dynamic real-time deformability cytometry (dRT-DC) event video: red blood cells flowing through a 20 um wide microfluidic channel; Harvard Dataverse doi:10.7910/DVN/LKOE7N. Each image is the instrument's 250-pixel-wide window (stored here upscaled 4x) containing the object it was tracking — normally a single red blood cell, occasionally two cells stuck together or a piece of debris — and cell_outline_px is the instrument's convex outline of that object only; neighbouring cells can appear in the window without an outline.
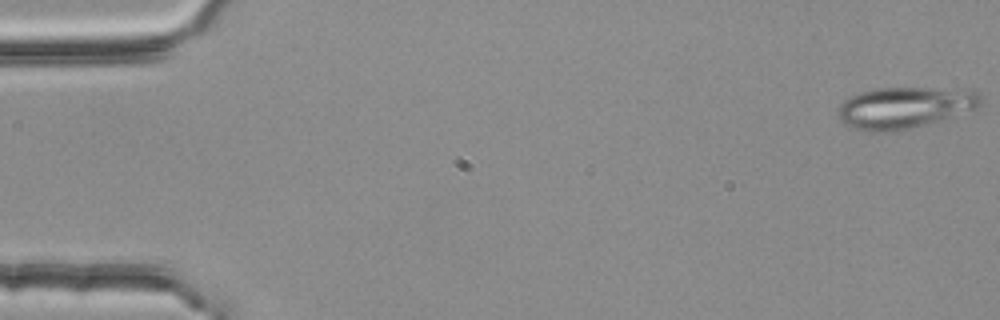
{"species": "common noctule bat (a hibernating species)", "species_latin": "Nyctalus noctula", "temperature_condition": "room temperature", "stored_images_in_passage": 6, "camera_frame_rate_fps": 3000, "um_per_image_px": 0.085, "animal": {"sex": "female", "body_mass_g": 25.1}, "frame": {"image": 1, "passage_image": 1, "time_ms": 0.0, "image_size_px": [1000, 320], "cell_outline_px": [[984, 100], [980, 108], [924, 124], [908, 128], [888, 132], [864, 132], [844, 124], [836, 116], [840, 104], [844, 100], [860, 92], [876, 88], [972, 88], [984, 96]], "centroid_in_image_um": [76.95, 9.12], "position_along_channel_um": 8.1, "area_um2": 34.97}}